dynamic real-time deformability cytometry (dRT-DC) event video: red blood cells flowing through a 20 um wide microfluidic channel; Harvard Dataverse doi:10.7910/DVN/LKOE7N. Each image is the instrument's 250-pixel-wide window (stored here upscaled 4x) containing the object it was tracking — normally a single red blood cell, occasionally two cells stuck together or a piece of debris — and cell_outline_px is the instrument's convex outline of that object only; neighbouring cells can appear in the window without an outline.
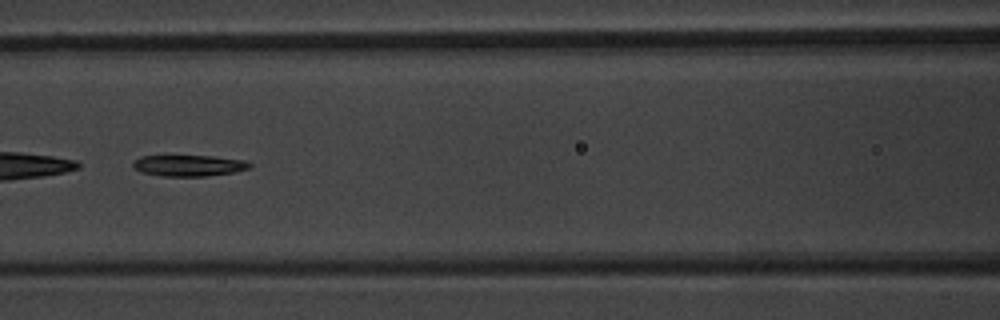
{"species": "common noctule bat (a hibernating species)", "species_latin": "Nyctalus noctula", "temperature_condition": "warm", "stored_images_in_passage": 50, "camera_frame_rate_fps": 3000, "um_per_image_px": 0.085, "animal": {"sex": "male", "body_mass_g": 20.1, "forearm_length_mm": 53.5}, "frame": {"image": 1, "passage_image": 22, "time_ms": 7.0, "image_size_px": [1000, 320], "cell_outline_px": [[252, 164], [248, 168], [236, 172], [204, 176], [160, 176], [140, 172], [132, 168], [132, 164], [140, 156], [212, 156], [244, 160]], "centroid_in_image_um": [16.02, 14.08], "position_along_channel_um": 150.6, "area_um2": 14.39}, "authors_computed_cell_mechanics": {"area_um2": 16.1551, "velocity_mm_per_s": 3.8377, "shape_relaxation_time_tau1_ms": 10.3771, "shape_relaxation_time_tau2_ms": null, "deformation_change_tau1": 0.2994, "deformation_change_tau2": null}}